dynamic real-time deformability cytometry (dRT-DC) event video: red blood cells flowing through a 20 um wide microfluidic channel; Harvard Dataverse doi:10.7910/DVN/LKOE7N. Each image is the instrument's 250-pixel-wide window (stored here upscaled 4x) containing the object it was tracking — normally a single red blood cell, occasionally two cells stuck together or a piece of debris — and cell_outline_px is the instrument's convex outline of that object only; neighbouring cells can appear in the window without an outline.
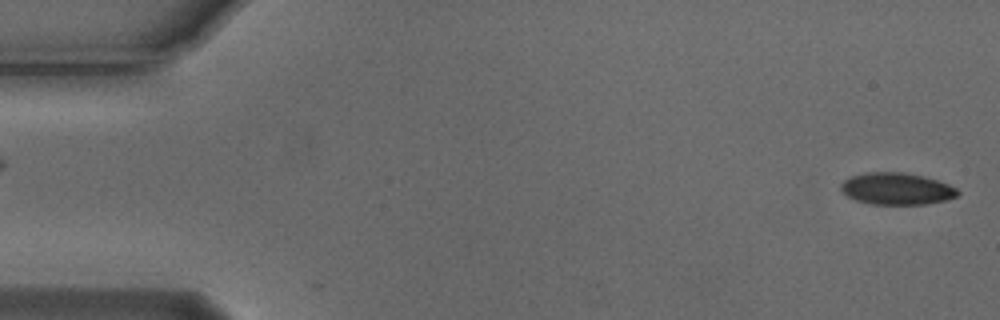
{"species": "Egyptian fruit bat (a non-hibernating species)", "species_latin": "Rousettus aegyptiacus", "temperature_condition": "cold", "stored_images_in_passage": 5, "segment_of_instrument_passage": [2, 2], "camera_frame_rate_fps": 3000, "um_per_image_px": 0.085, "animal": {"sex": "male"}, "frame": {"image": 1, "passage_image": 5, "time_ms": 1.333, "image_size_px": [1000, 320], "cell_outline_px": [[960, 192], [956, 196], [944, 200], [924, 204], [872, 204], [856, 200], [840, 192], [840, 184], [844, 180], [852, 176], [864, 172], [904, 172], [924, 176], [948, 184], [956, 188]], "centroid_in_image_um": [76.17, 16.03], "position_along_channel_um": 8.8, "area_um2": 21.68}}